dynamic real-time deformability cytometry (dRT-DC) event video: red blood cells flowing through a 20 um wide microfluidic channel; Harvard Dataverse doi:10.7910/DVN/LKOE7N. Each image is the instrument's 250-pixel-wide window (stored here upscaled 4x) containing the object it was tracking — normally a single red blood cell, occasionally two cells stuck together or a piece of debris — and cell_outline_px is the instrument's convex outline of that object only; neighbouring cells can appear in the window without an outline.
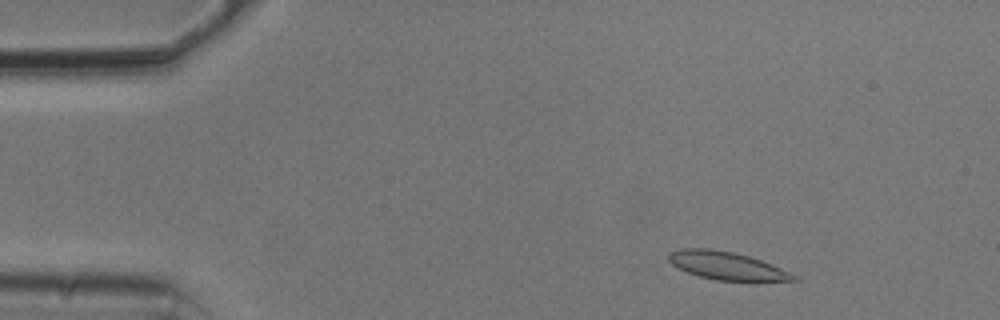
{"species": "common noctule bat (a hibernating species)", "species_latin": "Nyctalus noctula", "temperature_condition": "cold", "stored_images_in_passage": 37, "camera_frame_rate_fps": 3000, "um_per_image_px": 0.085, "animal": {"sex": "male", "body_mass_g": 20.5, "forearm_length_mm": 52.5}, "frame": {"image": 1, "passage_image": 5, "time_ms": 1.333, "image_size_px": [1000, 320], "cell_outline_px": [[796, 280], [752, 284], [716, 280], [700, 276], [676, 268], [668, 260], [668, 256], [672, 252], [684, 248], [708, 248], [732, 252], [748, 256], [760, 260], [780, 268], [796, 276]], "centroid_in_image_um": [61.83, 22.65], "position_along_channel_um": 23.2, "area_um2": 20.87}}
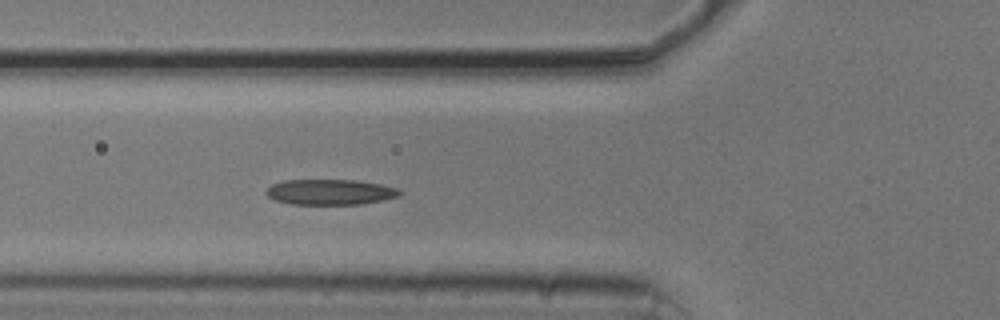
{"frame": {"image": 2, "passage_image": 17, "time_ms": 5.333, "image_size_px": [1000, 320], "cell_outline_px": [[400, 196], [384, 200], [360, 204], [292, 204], [272, 200], [264, 192], [272, 184], [284, 180], [356, 180], [380, 184], [400, 188]], "centroid_in_image_um": [28.06, 16.32], "position_along_channel_um": 97.7, "area_um2": 19.94}}
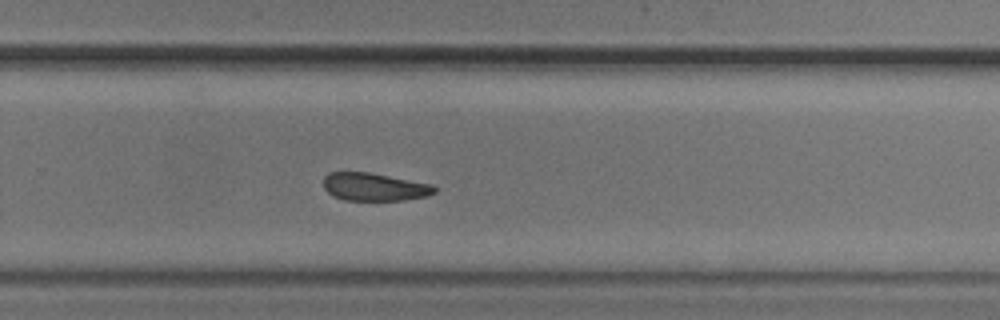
{"frame": {"image": 3, "passage_image": 33, "time_ms": 10.667, "image_size_px": [1000, 320], "cell_outline_px": [[436, 192], [428, 196], [404, 200], [344, 200], [332, 196], [324, 188], [324, 176], [328, 172], [368, 172], [432, 184], [436, 188]], "centroid_in_image_um": [31.81, 15.89], "position_along_channel_um": 298.0, "area_um2": 18.09}}